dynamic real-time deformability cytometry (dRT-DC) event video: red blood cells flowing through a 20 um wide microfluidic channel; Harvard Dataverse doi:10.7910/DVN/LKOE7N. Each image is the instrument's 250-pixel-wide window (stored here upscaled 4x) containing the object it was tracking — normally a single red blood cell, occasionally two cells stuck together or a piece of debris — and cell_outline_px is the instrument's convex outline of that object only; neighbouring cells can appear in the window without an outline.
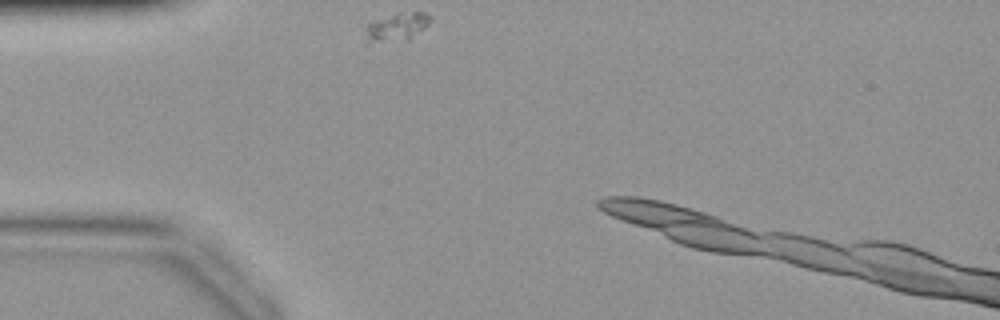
{"species": "common noctule bat (a hibernating species)", "species_latin": "Nyctalus noctula", "temperature_condition": "warm", "stored_images_in_passage": 14, "camera_frame_rate_fps": 3000, "um_per_image_px": 0.085, "animal": {"sex": "female", "body_mass_g": 19.9}, "frame": {"image": 1, "passage_image": 1, "time_ms": 0.0, "image_size_px": [1000, 320], "cell_outline_px": [[432, 16], [428, 24], [424, 28], [408, 40], [368, 44], [364, 44], [368, 24], [376, 20], [396, 12], [424, 12]], "centroid_in_image_um": [33.7, 2.31], "position_along_channel_um": 51.3, "area_um2": 10.87}}
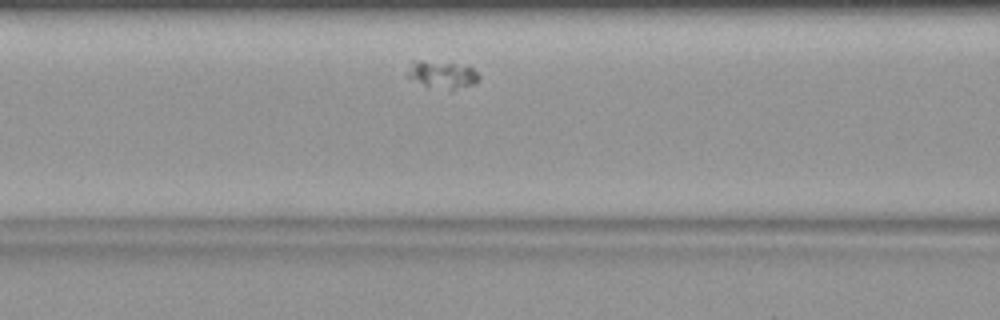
{"frame": {"image": 2, "passage_image": 7, "time_ms": 2.0, "image_size_px": [1000, 320], "cell_outline_px": [[480, 80], [472, 84], [452, 92], [424, 84], [408, 76], [408, 72], [412, 60], [420, 60], [452, 64], [472, 68], [480, 76]], "centroid_in_image_um": [37.63, 6.37], "position_along_channel_um": 129.0, "area_um2": 11.1}}
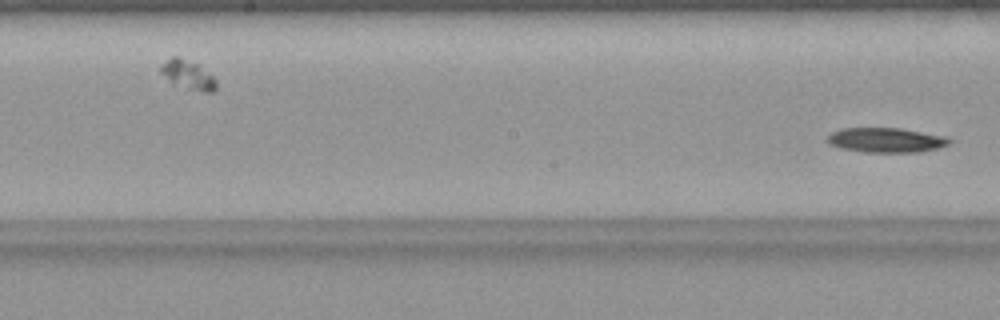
{"frame": {"image": 3, "passage_image": 14, "time_ms": 4.333, "image_size_px": [1000, 320], "cell_outline_px": [[952, 140], [948, 144], [940, 148], [920, 152], [864, 152], [840, 148], [828, 144], [824, 140], [832, 132], [840, 128], [900, 128], [944, 136]], "centroid_in_image_um": [75.27, 11.91], "position_along_channel_um": 172.9, "area_um2": 17.69}}